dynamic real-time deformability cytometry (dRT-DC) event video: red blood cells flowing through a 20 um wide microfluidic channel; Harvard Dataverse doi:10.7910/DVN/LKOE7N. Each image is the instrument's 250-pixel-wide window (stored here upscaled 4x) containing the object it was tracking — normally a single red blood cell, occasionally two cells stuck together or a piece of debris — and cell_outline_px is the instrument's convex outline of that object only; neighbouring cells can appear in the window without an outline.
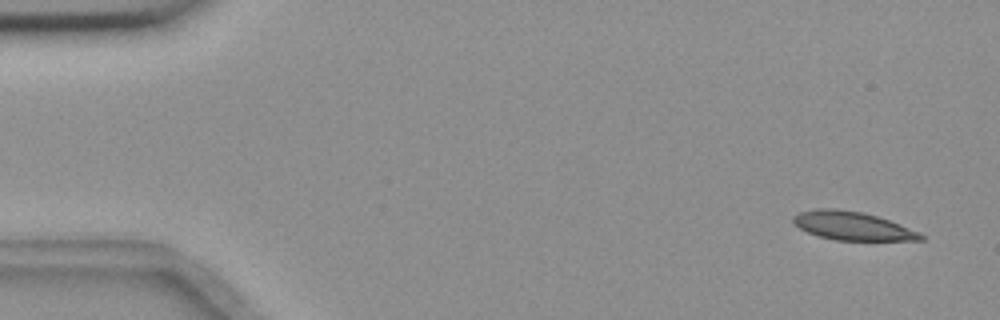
{"species": "common noctule bat (a hibernating species)", "species_latin": "Nyctalus noctula", "temperature_condition": "room temperature", "stored_images_in_passage": 6, "camera_frame_rate_fps": 3000, "um_per_image_px": 0.085, "animal": {"sex": "female", "body_mass_g": 18.4}, "frame": {"image": 1, "passage_image": 1, "time_ms": 0.0, "image_size_px": [1000, 320], "cell_outline_px": [[924, 240], [836, 240], [820, 236], [808, 232], [800, 228], [792, 220], [792, 216], [800, 212], [816, 208], [836, 208], [864, 212], [900, 224], [924, 236]], "centroid_in_image_um": [72.41, 19.18], "position_along_channel_um": 12.6, "area_um2": 20.87}}
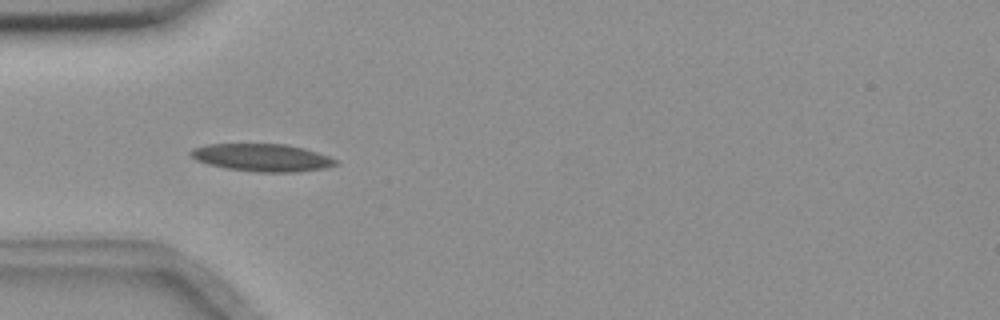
{"frame": {"image": 2, "passage_image": 5, "time_ms": 1.333, "image_size_px": [1000, 320], "cell_outline_px": [[340, 164], [324, 168], [296, 172], [256, 172], [224, 168], [208, 164], [196, 160], [188, 152], [192, 148], [208, 144], [288, 144], [304, 148], [340, 160]], "centroid_in_image_um": [22.3, 13.4], "position_along_channel_um": 62.7, "area_um2": 23.47}}
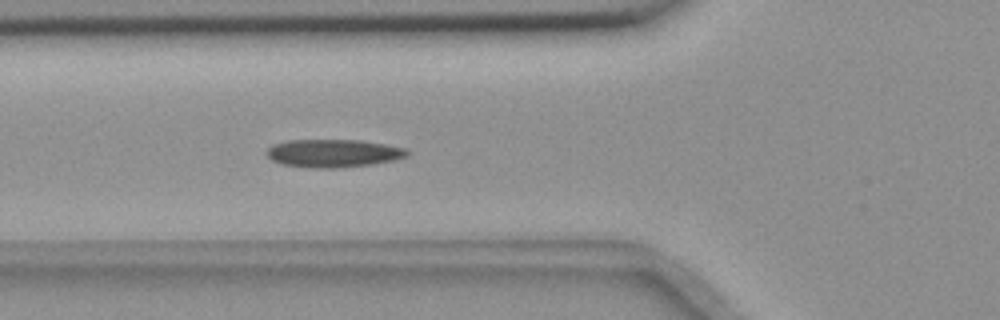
{"frame": {"image": 3, "passage_image": 6, "time_ms": 1.667, "image_size_px": [1000, 320], "cell_outline_px": [[408, 156], [396, 160], [372, 164], [340, 168], [316, 168], [284, 164], [272, 160], [264, 152], [272, 144], [288, 140], [360, 140], [384, 144], [404, 148], [408, 152]], "centroid_in_image_um": [28.32, 13.02], "position_along_channel_um": 97.5, "area_um2": 22.89}}